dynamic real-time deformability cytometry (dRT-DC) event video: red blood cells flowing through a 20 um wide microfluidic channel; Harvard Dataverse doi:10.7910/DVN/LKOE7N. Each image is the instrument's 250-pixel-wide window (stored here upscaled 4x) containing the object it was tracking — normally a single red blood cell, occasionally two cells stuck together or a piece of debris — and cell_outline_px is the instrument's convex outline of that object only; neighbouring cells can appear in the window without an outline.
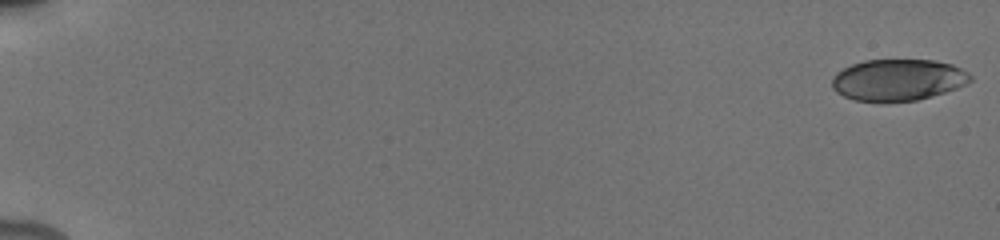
{"species": "human", "species_latin": "Homo sapiens", "temperature_condition": "cold", "stored_images_in_passage": 13, "camera_frame_rate_fps": 3000, "um_per_image_px": 0.085, "donor": {"sex": "male"}, "frame": {"image": 1, "passage_image": 1, "time_ms": 0.0, "image_size_px": [1000, 240], "cell_outline_px": [[972, 80], [968, 84], [944, 92], [916, 100], [856, 100], [844, 96], [836, 92], [832, 88], [832, 76], [836, 72], [852, 64], [864, 60], [932, 60], [952, 64], [968, 72], [972, 76]], "centroid_in_image_um": [76.33, 6.76], "position_along_channel_um": 8.7, "area_um2": 33.12}}
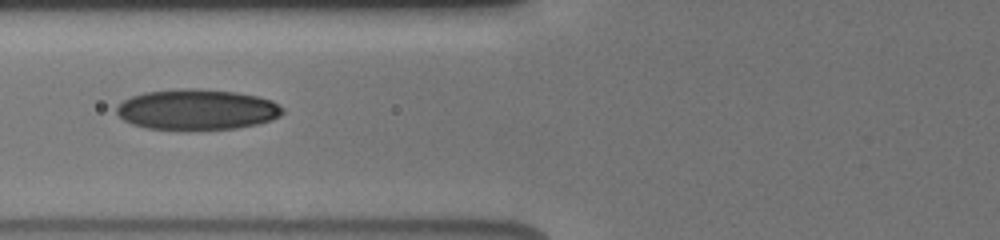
{"frame": {"image": 2, "passage_image": 9, "time_ms": 7.667, "image_size_px": [1000, 240], "cell_outline_px": [[284, 112], [280, 116], [272, 120], [256, 124], [236, 128], [148, 128], [132, 124], [124, 120], [116, 112], [116, 108], [124, 100], [132, 96], [144, 92], [184, 88], [196, 88], [236, 92], [256, 96], [272, 100], [284, 108]], "centroid_in_image_um": [16.77, 9.28], "position_along_channel_um": 109.0, "area_um2": 38.73}}
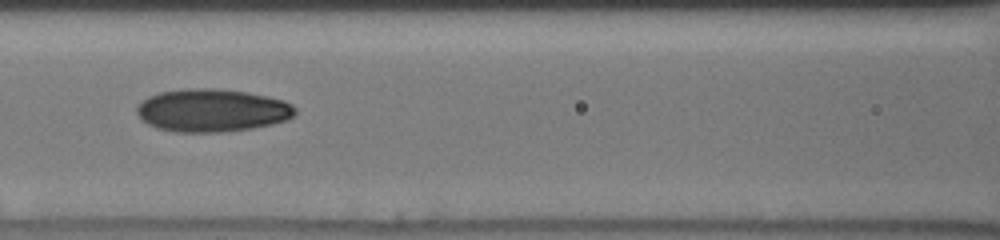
{"frame": {"image": 3, "passage_image": 11, "time_ms": 8.667, "image_size_px": [1000, 240], "cell_outline_px": [[296, 112], [288, 120], [272, 124], [252, 128], [224, 132], [176, 132], [156, 128], [140, 120], [136, 112], [136, 108], [148, 96], [160, 92], [188, 88], [212, 88], [248, 92], [268, 96], [284, 100], [292, 104], [296, 108]], "centroid_in_image_um": [18.03, 9.38], "position_along_channel_um": 148.6, "area_um2": 39.82}}